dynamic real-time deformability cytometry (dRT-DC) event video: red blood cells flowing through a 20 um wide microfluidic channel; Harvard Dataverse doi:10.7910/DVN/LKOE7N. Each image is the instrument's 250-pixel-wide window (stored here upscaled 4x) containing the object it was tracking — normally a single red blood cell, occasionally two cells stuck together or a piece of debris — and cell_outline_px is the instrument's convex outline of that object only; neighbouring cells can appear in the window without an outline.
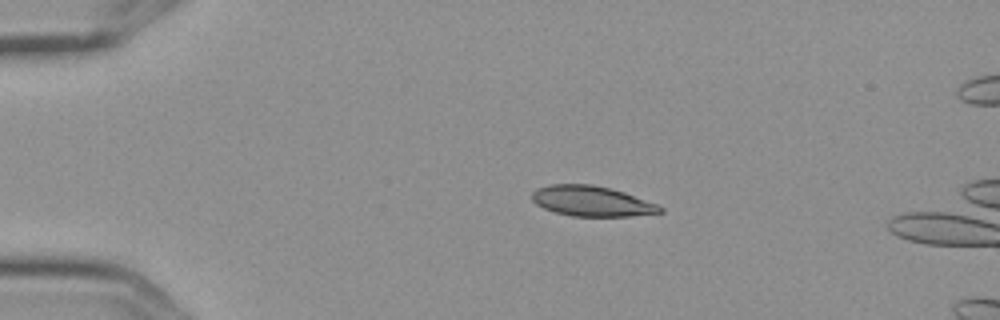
{"species": "Egyptian fruit bat (a non-hibernating species)", "species_latin": "Rousettus aegyptiacus", "temperature_condition": "cold", "stored_images_in_passage": 8, "camera_frame_rate_fps": 3000, "um_per_image_px": 0.085, "frame": {"image": 1, "passage_image": 3, "time_ms": 0.667, "image_size_px": [1000, 320], "cell_outline_px": [[664, 212], [628, 216], [572, 216], [556, 212], [544, 208], [536, 204], [532, 200], [532, 192], [536, 188], [552, 184], [592, 184], [612, 188], [624, 192], [656, 204], [664, 208]], "centroid_in_image_um": [50.28, 17.09], "position_along_channel_um": 34.7, "area_um2": 22.54}}
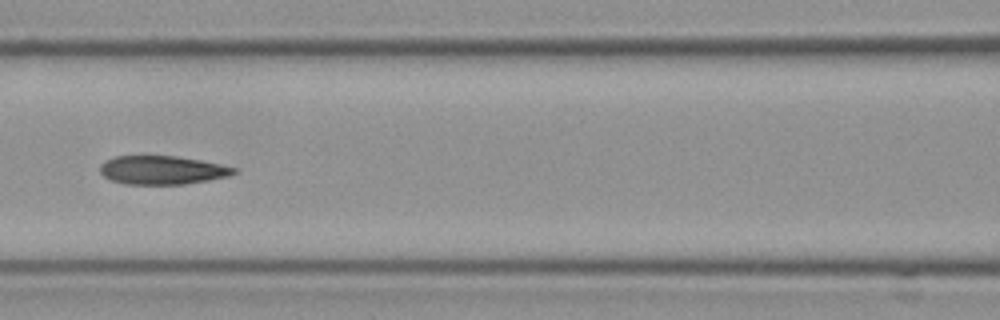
{"frame": {"image": 2, "passage_image": 7, "time_ms": 2.0, "image_size_px": [1000, 320], "cell_outline_px": [[236, 172], [228, 176], [208, 180], [184, 184], [124, 184], [112, 180], [104, 176], [100, 172], [100, 164], [104, 160], [116, 156], [176, 156], [200, 160], [220, 164], [236, 168]], "centroid_in_image_um": [13.75, 14.45], "position_along_channel_um": 152.8, "area_um2": 22.2}}
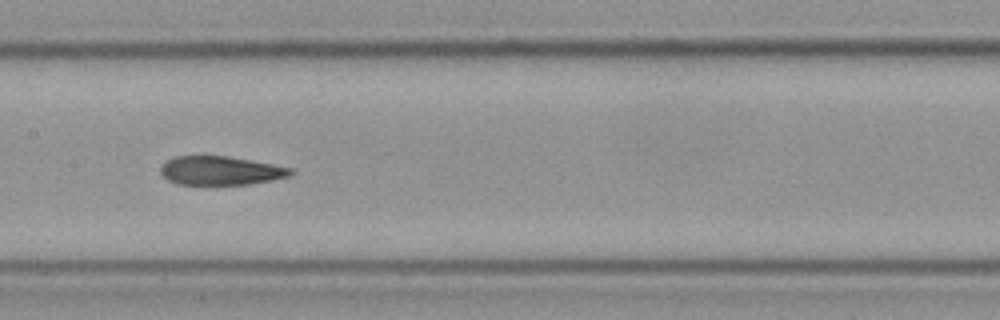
{"frame": {"image": 3, "passage_image": 8, "time_ms": 2.333, "image_size_px": [1000, 320], "cell_outline_px": [[296, 172], [288, 176], [272, 180], [248, 184], [180, 184], [168, 180], [160, 172], [160, 168], [168, 160], [176, 156], [228, 156], [272, 164], [292, 168]], "centroid_in_image_um": [18.78, 14.5], "position_along_channel_um": 188.6, "area_um2": 21.56}}